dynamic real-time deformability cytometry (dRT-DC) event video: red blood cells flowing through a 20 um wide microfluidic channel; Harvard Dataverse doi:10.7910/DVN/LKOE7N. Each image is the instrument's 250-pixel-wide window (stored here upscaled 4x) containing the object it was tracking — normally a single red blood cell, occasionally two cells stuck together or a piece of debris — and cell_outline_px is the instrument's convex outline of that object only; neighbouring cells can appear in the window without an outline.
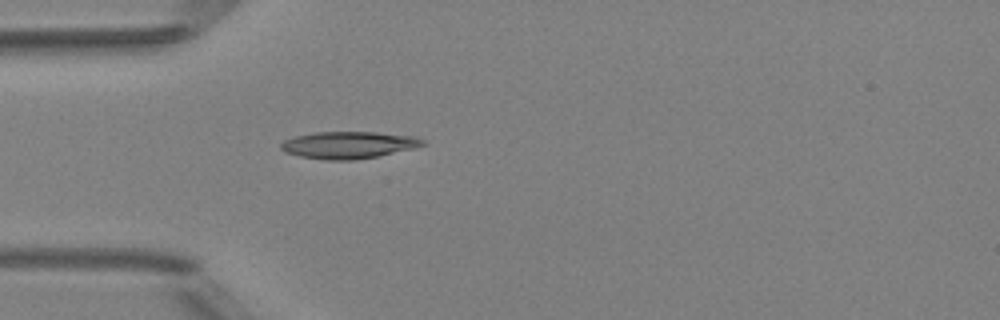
{"species": "Egyptian fruit bat (a non-hibernating species)", "species_latin": "Rousettus aegyptiacus", "temperature_condition": "room temperature", "stored_images_in_passage": 5, "camera_frame_rate_fps": 3000, "um_per_image_px": 0.085, "animal": {"sex": "female"}, "frame": {"image": 1, "passage_image": 5, "time_ms": 4.667, "image_size_px": [1000, 320], "cell_outline_px": [[428, 144], [416, 148], [376, 156], [352, 160], [328, 160], [300, 156], [284, 152], [280, 148], [280, 144], [284, 140], [296, 136], [316, 132], [376, 132], [416, 136], [424, 140]], "centroid_in_image_um": [29.66, 12.32], "position_along_channel_um": 55.3, "area_um2": 22.37}}